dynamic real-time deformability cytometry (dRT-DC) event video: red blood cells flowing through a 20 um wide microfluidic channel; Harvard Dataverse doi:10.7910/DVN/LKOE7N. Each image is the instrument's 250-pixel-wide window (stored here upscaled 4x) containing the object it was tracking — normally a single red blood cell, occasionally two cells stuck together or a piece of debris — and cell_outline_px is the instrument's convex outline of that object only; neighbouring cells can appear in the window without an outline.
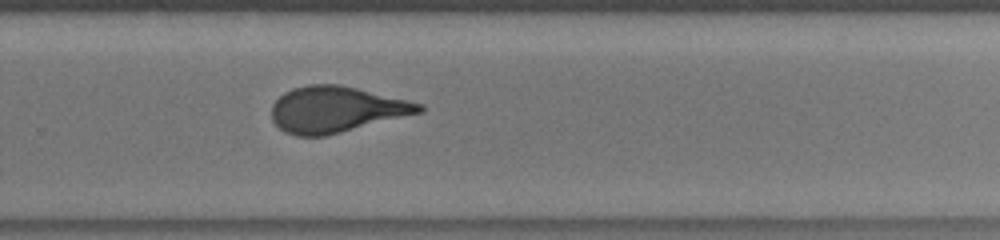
{"species": "human", "species_latin": "Homo sapiens", "temperature_condition": "room temperature", "stored_images_in_passage": 20, "camera_frame_rate_fps": 3000, "um_per_image_px": 0.085, "donor": {"sex": "male"}, "frame": {"image": 1, "passage_image": 20, "time_ms": 11.333, "image_size_px": [1000, 240], "cell_outline_px": [[424, 112], [324, 136], [296, 136], [284, 132], [272, 120], [272, 104], [284, 92], [292, 88], [308, 84], [340, 84], [408, 100], [424, 104]], "centroid_in_image_um": [28.58, 9.3], "position_along_channel_um": 301.2, "area_um2": 39.59}}